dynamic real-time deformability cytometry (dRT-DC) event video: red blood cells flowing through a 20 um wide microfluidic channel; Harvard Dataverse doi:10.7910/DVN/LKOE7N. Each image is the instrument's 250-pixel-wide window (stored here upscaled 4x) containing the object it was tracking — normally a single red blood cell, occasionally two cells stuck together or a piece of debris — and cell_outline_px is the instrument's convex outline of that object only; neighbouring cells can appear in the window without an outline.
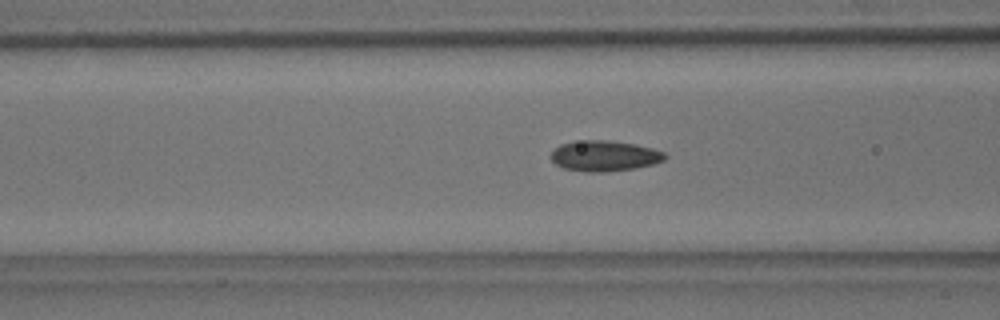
{"species": "common noctule bat (a hibernating species)", "species_latin": "Nyctalus noctula", "temperature_condition": "room temperature", "stored_images_in_passage": 29, "camera_frame_rate_fps": 3000, "um_per_image_px": 0.085, "animal": {"sex": "male", "body_mass_g": 18.8}, "frame": {"image": 1, "passage_image": 5, "time_ms": 1.333, "image_size_px": [1000, 320], "cell_outline_px": [[668, 156], [664, 160], [652, 164], [636, 168], [604, 172], [588, 172], [564, 168], [556, 164], [548, 156], [560, 144], [584, 140], [608, 140], [636, 144], [652, 148], [664, 152]], "centroid_in_image_um": [51.38, 13.25], "position_along_channel_um": 115.2, "area_um2": 20.35}}
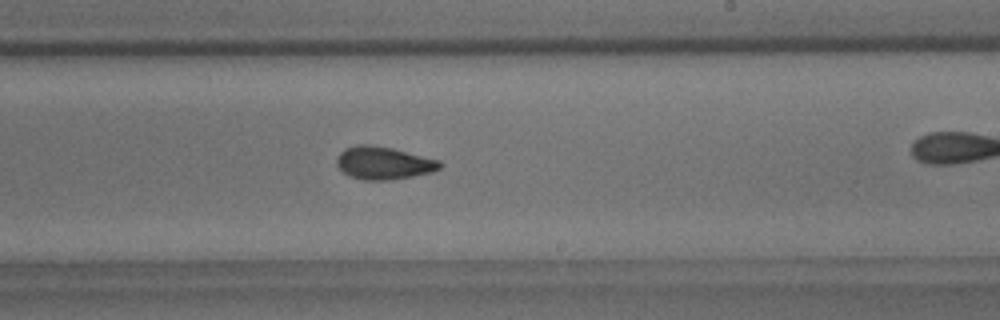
{"frame": {"image": 2, "passage_image": 17, "time_ms": 5.333, "image_size_px": [1000, 320], "cell_outline_px": [[444, 164], [440, 168], [432, 172], [412, 176], [384, 180], [364, 180], [348, 176], [336, 164], [336, 156], [344, 148], [356, 144], [368, 144], [392, 148], [440, 160]], "centroid_in_image_um": [32.58, 13.84], "position_along_channel_um": 256.4, "area_um2": 19.77}}